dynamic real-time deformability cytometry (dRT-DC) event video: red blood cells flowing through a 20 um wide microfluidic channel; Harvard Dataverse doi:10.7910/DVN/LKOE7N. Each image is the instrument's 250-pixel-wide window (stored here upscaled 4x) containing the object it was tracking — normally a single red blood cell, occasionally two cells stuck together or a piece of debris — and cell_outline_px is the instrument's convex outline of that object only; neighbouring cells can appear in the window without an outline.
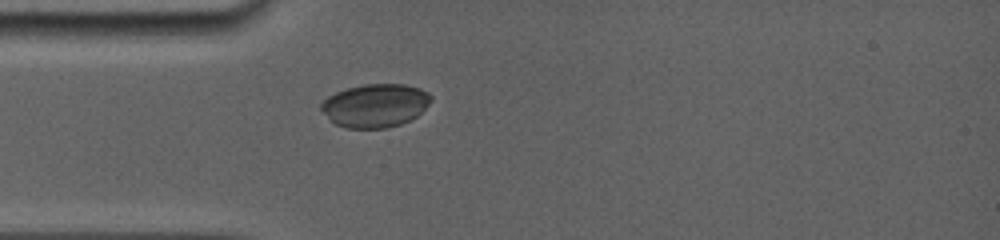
{"species": "common noctule bat (a hibernating species)", "species_latin": "Nyctalus noctula", "temperature_condition": "room temperature", "stored_images_in_passage": 39, "camera_frame_rate_fps": 5000, "um_per_image_px": 0.085, "animal": {"sex": "female", "body_mass_g": 19.0, "forearm_length_mm": 56.7}, "frame": {"image": 1, "passage_image": 1, "time_ms": 0.0, "image_size_px": [1000, 240], "cell_outline_px": [[432, 100], [416, 116], [400, 124], [388, 128], [344, 128], [336, 124], [320, 108], [320, 104], [328, 96], [336, 92], [348, 88], [364, 84], [404, 84], [420, 88], [428, 92], [432, 96]], "centroid_in_image_um": [31.9, 8.96], "position_along_channel_um": 53.1, "area_um2": 27.57}}
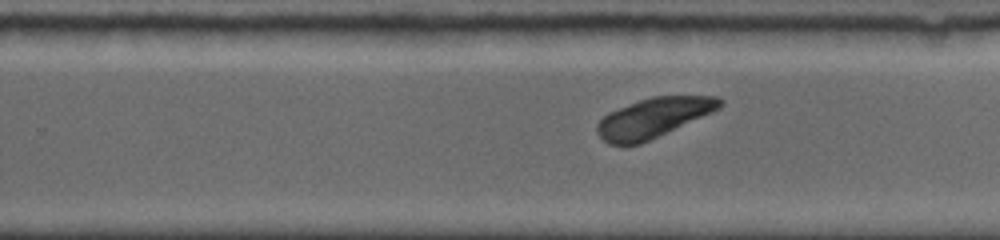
{"frame": {"image": 2, "passage_image": 23, "time_ms": 5.8, "image_size_px": [1000, 240], "cell_outline_px": [[724, 104], [720, 108], [712, 112], [640, 144], [608, 144], [596, 132], [596, 124], [608, 112], [640, 100], [652, 96], [720, 96], [724, 100]], "centroid_in_image_um": [55.56, 9.99], "position_along_channel_um": 274.2, "area_um2": 28.03}}
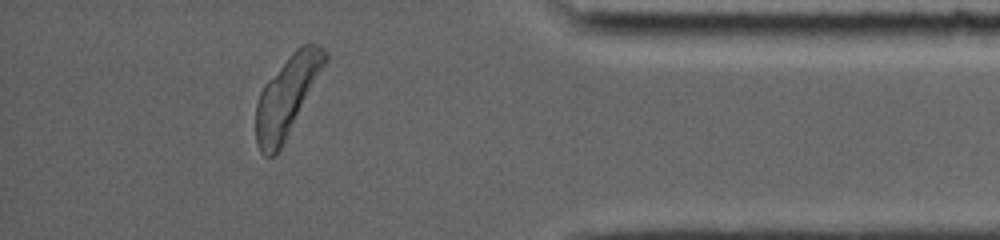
{"frame": {"image": 3, "passage_image": 39, "time_ms": 9.8, "image_size_px": [1000, 240], "cell_outline_px": [[328, 60], [280, 148], [272, 156], [264, 156], [260, 152], [256, 144], [256, 104], [260, 92], [264, 84], [292, 52], [300, 44], [320, 44], [328, 52]], "centroid_in_image_um": [24.39, 8.13], "position_along_channel_um": 410.8, "area_um2": 31.56}}